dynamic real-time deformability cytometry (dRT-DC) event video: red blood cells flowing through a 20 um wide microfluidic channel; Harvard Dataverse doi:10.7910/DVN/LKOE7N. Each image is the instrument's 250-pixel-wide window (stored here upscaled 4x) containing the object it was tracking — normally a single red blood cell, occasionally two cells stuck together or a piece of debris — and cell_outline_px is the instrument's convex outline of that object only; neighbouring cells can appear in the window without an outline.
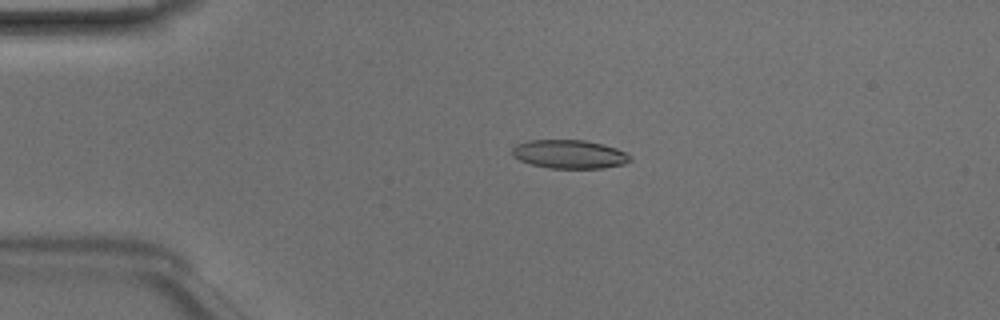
{"species": "Egyptian fruit bat (a non-hibernating species)", "species_latin": "Rousettus aegyptiacus", "temperature_condition": "room temperature", "stored_images_in_passage": 38, "camera_frame_rate_fps": 3000, "um_per_image_px": 0.085, "animal": {"sex": "male"}, "frame": {"image": 1, "passage_image": 1, "time_ms": 0.0, "image_size_px": [1000, 320], "cell_outline_px": [[632, 160], [624, 164], [604, 168], [548, 168], [532, 164], [520, 160], [512, 156], [512, 148], [516, 144], [528, 140], [584, 140], [616, 148], [632, 156]], "centroid_in_image_um": [48.39, 13.11], "position_along_channel_um": 36.6, "area_um2": 19.65}}
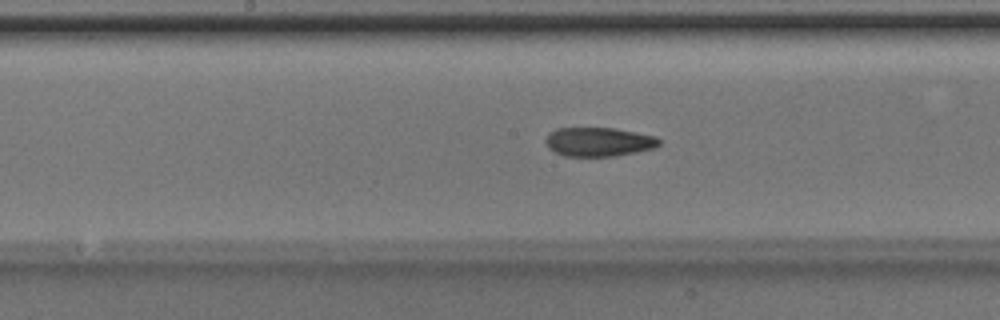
{"frame": {"image": 2, "passage_image": 15, "time_ms": 4.667, "image_size_px": [1000, 320], "cell_outline_px": [[660, 144], [656, 148], [616, 156], [564, 156], [548, 148], [544, 140], [556, 128], [612, 128], [656, 136], [660, 140]], "centroid_in_image_um": [50.91, 12.06], "position_along_channel_um": 197.3, "area_um2": 19.13}}
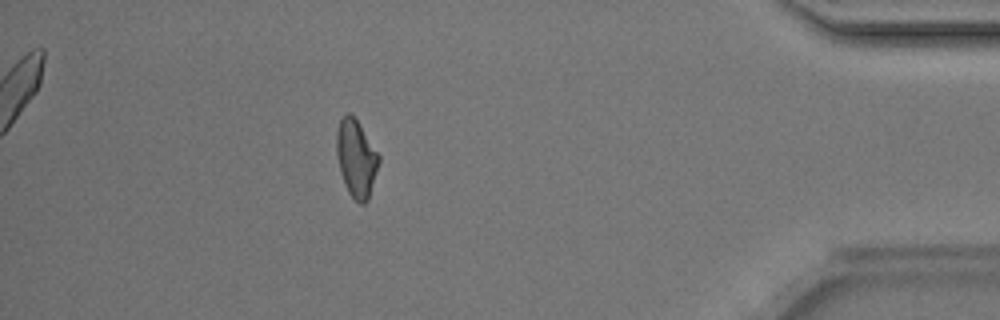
{"frame": {"image": 3, "passage_image": 33, "time_ms": 10.667, "image_size_px": [1000, 320], "cell_outline_px": [[380, 160], [368, 200], [364, 204], [360, 204], [348, 192], [344, 184], [340, 172], [336, 156], [336, 132], [340, 120], [348, 112], [356, 120], [380, 156]], "centroid_in_image_um": [30.26, 13.49], "position_along_channel_um": 404.9, "area_um2": 18.84}, "authors_computed_cell_mechanics": {"area_um2": 19.1896, "velocity_mm_per_s": 4.2288, "shape_relaxation_time_tau1_ms": 4.714, "shape_relaxation_time_tau2_ms": 3.0741, "deformation_change_tau1": 0.1774, "deformation_change_tau2": 0.1122}}